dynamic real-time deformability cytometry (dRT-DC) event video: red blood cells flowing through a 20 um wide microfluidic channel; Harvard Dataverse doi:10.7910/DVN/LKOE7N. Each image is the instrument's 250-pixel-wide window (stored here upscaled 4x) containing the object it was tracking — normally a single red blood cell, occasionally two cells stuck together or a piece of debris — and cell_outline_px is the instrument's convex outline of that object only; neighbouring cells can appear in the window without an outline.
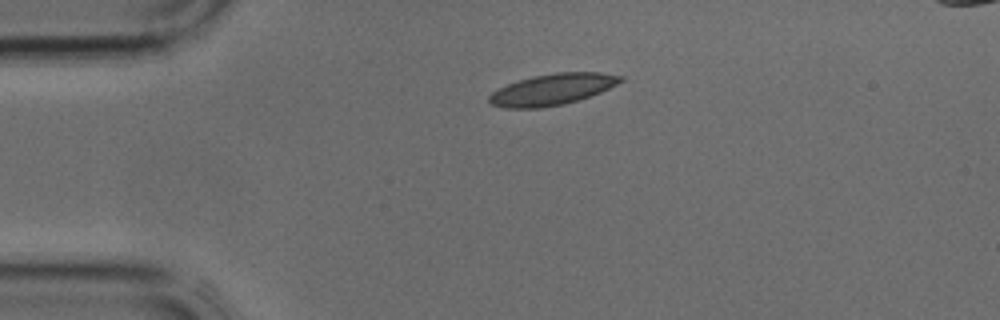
{"species": "common noctule bat (a hibernating species)", "species_latin": "Nyctalus noctula", "temperature_condition": "cold", "stored_images_in_passage": 31, "camera_frame_rate_fps": 3000, "um_per_image_px": 0.085, "animal": {"sex": "male", "body_mass_g": 17.9, "forearm_length_mm": 54.2}, "frame": {"image": 1, "passage_image": 1, "time_ms": 0.0, "image_size_px": [1000, 320], "cell_outline_px": [[624, 80], [600, 92], [564, 104], [540, 108], [504, 108], [492, 104], [488, 100], [488, 96], [492, 92], [508, 84], [532, 76], [556, 72], [600, 72], [624, 76]], "centroid_in_image_um": [46.94, 7.59], "position_along_channel_um": 38.1, "area_um2": 23.7}}
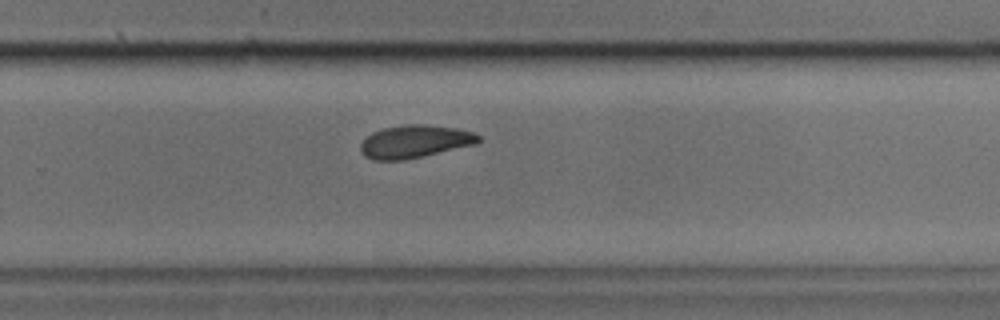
{"frame": {"image": 2, "passage_image": 18, "time_ms": 5.667, "image_size_px": [1000, 320], "cell_outline_px": [[480, 140], [476, 144], [404, 160], [372, 160], [364, 156], [360, 148], [360, 144], [372, 132], [384, 128], [408, 124], [424, 124], [456, 128], [472, 132], [480, 136]], "centroid_in_image_um": [35.24, 12.03], "position_along_channel_um": 294.6, "area_um2": 22.37}}
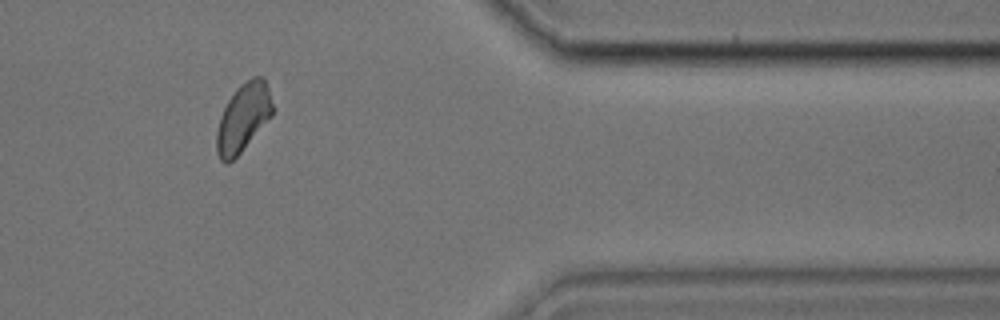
{"frame": {"image": 3, "passage_image": 25, "time_ms": 8.0, "image_size_px": [1000, 320], "cell_outline_px": [[272, 116], [240, 152], [228, 164], [224, 164], [220, 160], [216, 152], [216, 132], [220, 116], [228, 100], [236, 88], [240, 84], [252, 76], [264, 76], [268, 88], [272, 104]], "centroid_in_image_um": [20.65, 9.99], "position_along_channel_um": 390.8, "area_um2": 22.2}}